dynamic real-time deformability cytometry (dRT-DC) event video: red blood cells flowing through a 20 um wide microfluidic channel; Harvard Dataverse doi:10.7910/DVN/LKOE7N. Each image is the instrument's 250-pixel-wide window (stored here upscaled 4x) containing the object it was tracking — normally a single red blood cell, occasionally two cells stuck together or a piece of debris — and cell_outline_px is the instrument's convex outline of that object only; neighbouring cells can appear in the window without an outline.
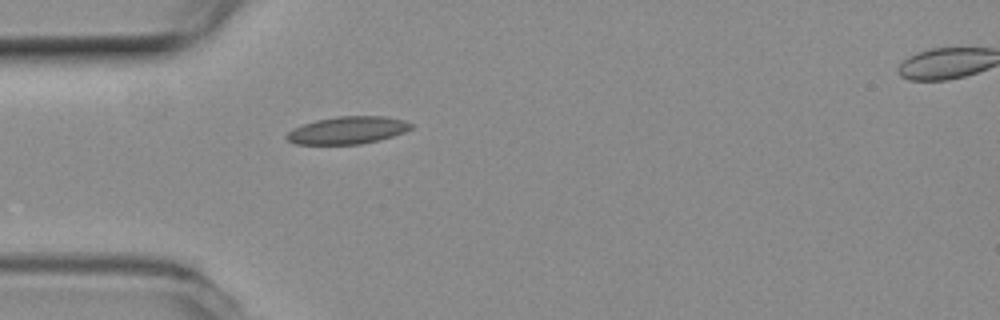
{"species": "common noctule bat (a hibernating species)", "species_latin": "Nyctalus noctula", "temperature_condition": "room temperature", "stored_images_in_passage": 20, "camera_frame_rate_fps": 3000, "um_per_image_px": 0.085, "animal": {"sex": "female", "body_mass_g": 19.3, "forearm_length_mm": 54.1}, "frame": {"image": 1, "passage_image": 1, "time_ms": 0.0, "image_size_px": [1000, 320], "cell_outline_px": [[412, 128], [404, 132], [380, 140], [360, 144], [296, 144], [288, 140], [284, 136], [288, 132], [304, 124], [316, 120], [336, 116], [384, 116], [404, 120], [412, 124]], "centroid_in_image_um": [29.56, 11.07], "position_along_channel_um": 55.4, "area_um2": 19.77}}
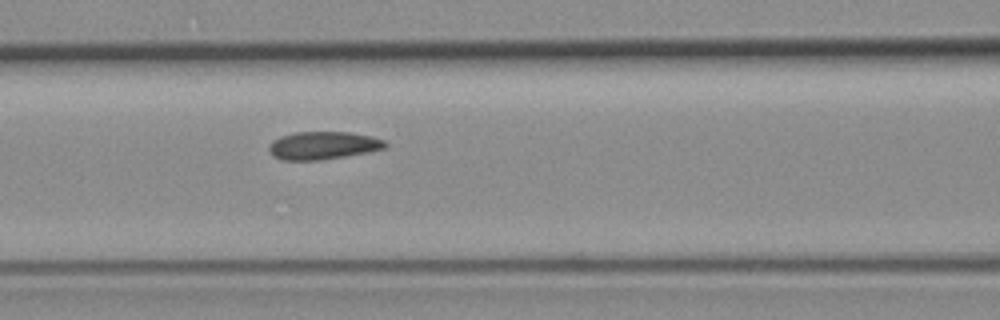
{"frame": {"image": 2, "passage_image": 8, "time_ms": 2.333, "image_size_px": [1000, 320], "cell_outline_px": [[388, 144], [384, 148], [368, 152], [320, 160], [284, 160], [276, 156], [268, 148], [272, 140], [280, 136], [296, 132], [348, 132], [372, 136], [384, 140]], "centroid_in_image_um": [27.48, 12.35], "position_along_channel_um": 139.1, "area_um2": 18.67}}
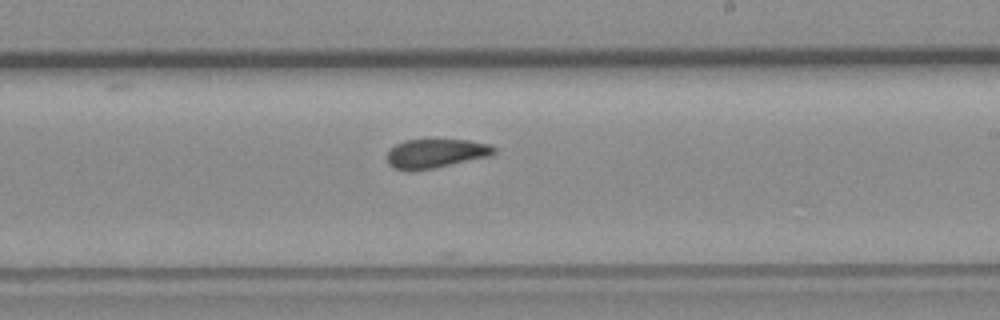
{"frame": {"image": 3, "passage_image": 17, "time_ms": 5.333, "image_size_px": [1000, 320], "cell_outline_px": [[496, 152], [488, 156], [432, 168], [412, 172], [408, 172], [392, 168], [388, 164], [388, 152], [396, 144], [404, 140], [468, 140], [488, 144], [496, 148]], "centroid_in_image_um": [36.98, 13.05], "position_along_channel_um": 252.0, "area_um2": 17.98}}